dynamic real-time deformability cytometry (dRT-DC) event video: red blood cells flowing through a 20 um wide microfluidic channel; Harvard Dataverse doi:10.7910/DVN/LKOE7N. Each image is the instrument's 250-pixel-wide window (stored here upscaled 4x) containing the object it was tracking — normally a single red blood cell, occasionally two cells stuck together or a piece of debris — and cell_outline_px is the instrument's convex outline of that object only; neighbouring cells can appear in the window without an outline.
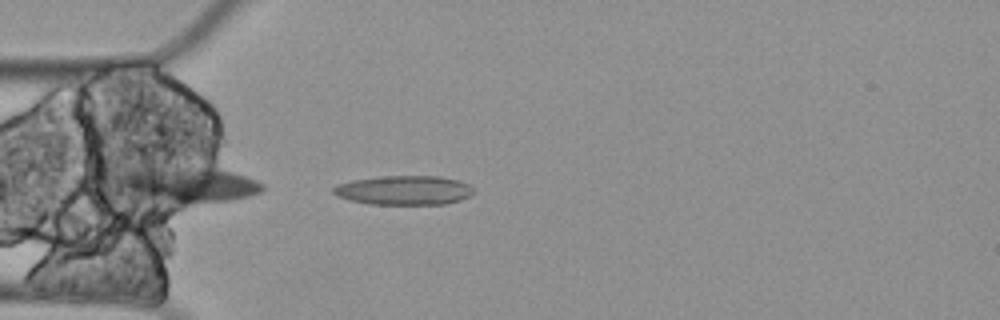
{"species": "Egyptian fruit bat (a non-hibernating species)", "species_latin": "Rousettus aegyptiacus", "temperature_condition": "cold", "stored_images_in_passage": 16, "camera_frame_rate_fps": 3000, "um_per_image_px": 0.085, "animal": {"sex": "female"}, "frame": {"image": 1, "passage_image": 16, "time_ms": 5.0, "image_size_px": [1000, 320], "cell_outline_px": [[476, 192], [472, 196], [460, 200], [444, 204], [368, 204], [336, 196], [332, 192], [332, 188], [336, 184], [352, 180], [384, 176], [440, 176], [460, 180], [476, 188]], "centroid_in_image_um": [34.39, 16.17], "position_along_channel_um": 50.6, "area_um2": 24.22}}